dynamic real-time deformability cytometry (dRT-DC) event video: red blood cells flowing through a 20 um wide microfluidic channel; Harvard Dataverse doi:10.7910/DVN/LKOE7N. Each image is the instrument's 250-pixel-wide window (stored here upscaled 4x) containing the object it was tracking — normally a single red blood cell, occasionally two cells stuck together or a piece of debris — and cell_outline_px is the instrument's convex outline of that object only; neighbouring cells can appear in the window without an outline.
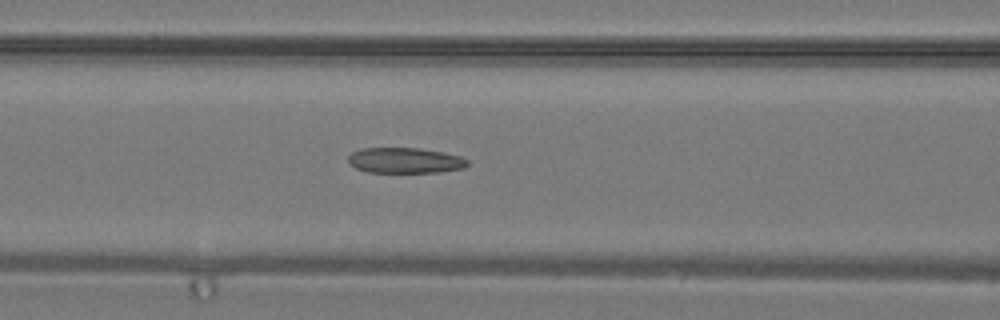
{"species": "common noctule bat (a hibernating species)", "species_latin": "Nyctalus noctula", "temperature_condition": "warm", "stored_images_in_passage": 34, "camera_frame_rate_fps": 3000, "um_per_image_px": 0.085, "animal": {"sex": "male", "body_mass_g": 19.2, "forearm_length_mm": 51.8}, "frame": {"image": 1, "passage_image": 18, "time_ms": 5.667, "image_size_px": [1000, 320], "cell_outline_px": [[468, 164], [464, 168], [440, 172], [368, 172], [356, 168], [348, 160], [348, 156], [352, 152], [360, 148], [420, 148], [444, 152], [460, 156], [468, 160]], "centroid_in_image_um": [34.44, 13.63], "position_along_channel_um": 132.2, "area_um2": 17.74}}
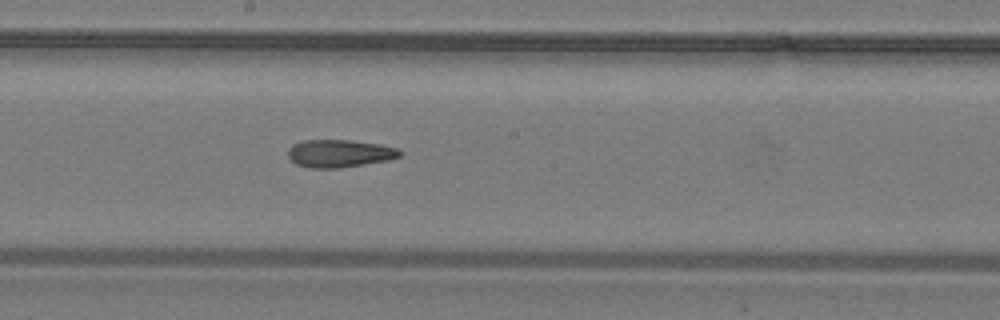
{"frame": {"image": 2, "passage_image": 23, "time_ms": 7.333, "image_size_px": [1000, 320], "cell_outline_px": [[400, 156], [388, 160], [340, 168], [308, 168], [296, 164], [288, 156], [288, 148], [292, 144], [304, 140], [352, 140], [380, 144], [400, 148]], "centroid_in_image_um": [28.84, 13.04], "position_along_channel_um": 219.4, "area_um2": 18.15}}
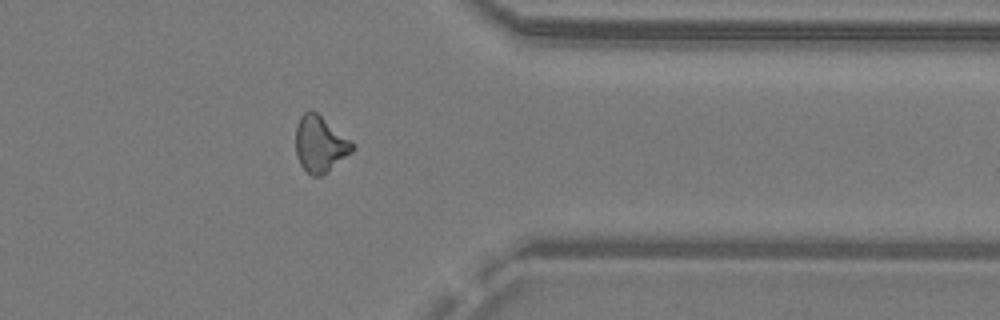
{"frame": {"image": 3, "passage_image": 33, "time_ms": 10.667, "image_size_px": [1000, 320], "cell_outline_px": [[356, 148], [352, 152], [320, 176], [312, 176], [300, 164], [296, 156], [296, 124], [300, 116], [308, 108], [316, 112], [352, 140]], "centroid_in_image_um": [27.2, 12.21], "position_along_channel_um": 384.2, "area_um2": 18.55}}